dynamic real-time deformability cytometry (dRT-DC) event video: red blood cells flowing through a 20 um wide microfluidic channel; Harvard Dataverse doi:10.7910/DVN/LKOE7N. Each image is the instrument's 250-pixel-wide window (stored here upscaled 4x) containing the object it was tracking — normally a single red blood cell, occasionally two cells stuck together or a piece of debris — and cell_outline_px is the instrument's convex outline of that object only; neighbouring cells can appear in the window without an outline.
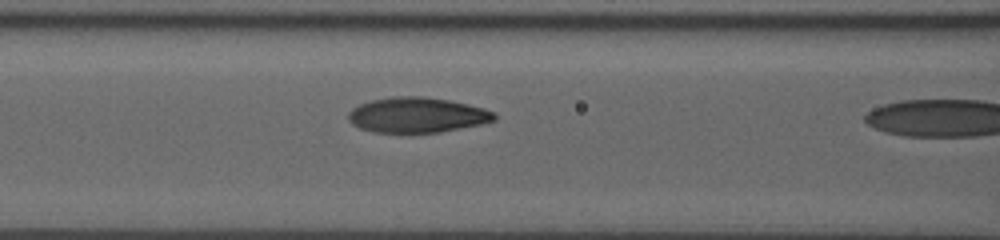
{"species": "human", "species_latin": "Homo sapiens", "temperature_condition": "room temperature", "stored_images_in_passage": 23, "segment_of_instrument_passage": [2, 2], "camera_frame_rate_fps": 3000, "um_per_image_px": 0.085, "donor": {"sex": "male"}, "frame": {"image": 1, "passage_image": 22, "time_ms": 7.0, "image_size_px": [1000, 240], "cell_outline_px": [[496, 120], [480, 124], [440, 132], [372, 132], [360, 128], [352, 124], [348, 120], [348, 112], [352, 108], [360, 104], [372, 100], [392, 96], [424, 96], [448, 100], [468, 104], [484, 108], [496, 112]], "centroid_in_image_um": [35.45, 9.77], "position_along_channel_um": 131.2, "area_um2": 30.0}}